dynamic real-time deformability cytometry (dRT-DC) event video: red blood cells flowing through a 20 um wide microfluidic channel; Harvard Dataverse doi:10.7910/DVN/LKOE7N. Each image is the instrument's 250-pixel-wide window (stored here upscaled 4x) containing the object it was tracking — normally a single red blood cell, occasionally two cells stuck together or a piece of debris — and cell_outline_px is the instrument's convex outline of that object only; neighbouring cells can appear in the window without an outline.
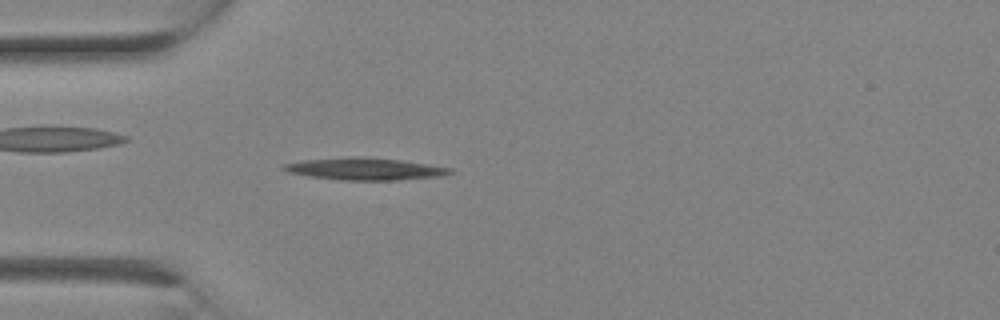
{"species": "Egyptian fruit bat (a non-hibernating species)", "species_latin": "Rousettus aegyptiacus", "temperature_condition": "room temperature", "stored_images_in_passage": 9, "camera_frame_rate_fps": 3000, "um_per_image_px": 0.085, "animal": {"sex": "female"}, "frame": {"image": 1, "passage_image": 7, "time_ms": 2.0, "image_size_px": [1000, 320], "cell_outline_px": [[452, 172], [440, 176], [396, 180], [340, 180], [312, 176], [288, 172], [280, 168], [284, 164], [300, 160], [352, 156], [368, 156], [400, 160], [428, 164], [452, 168]], "centroid_in_image_um": [30.98, 14.34], "position_along_channel_um": 54.0, "area_um2": 21.5}}
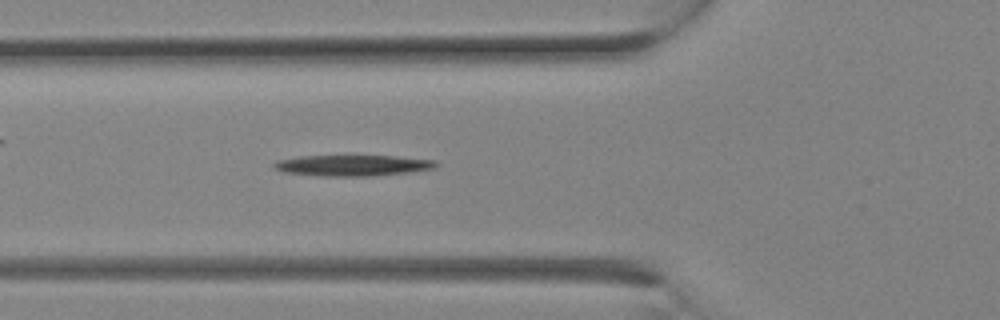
{"frame": {"image": 2, "passage_image": 9, "time_ms": 2.667, "image_size_px": [1000, 320], "cell_outline_px": [[436, 164], [432, 168], [412, 172], [372, 176], [320, 176], [284, 172], [272, 168], [272, 164], [276, 160], [300, 156], [396, 156], [436, 160]], "centroid_in_image_um": [29.92, 14.06], "position_along_channel_um": 95.9, "area_um2": 19.83}}